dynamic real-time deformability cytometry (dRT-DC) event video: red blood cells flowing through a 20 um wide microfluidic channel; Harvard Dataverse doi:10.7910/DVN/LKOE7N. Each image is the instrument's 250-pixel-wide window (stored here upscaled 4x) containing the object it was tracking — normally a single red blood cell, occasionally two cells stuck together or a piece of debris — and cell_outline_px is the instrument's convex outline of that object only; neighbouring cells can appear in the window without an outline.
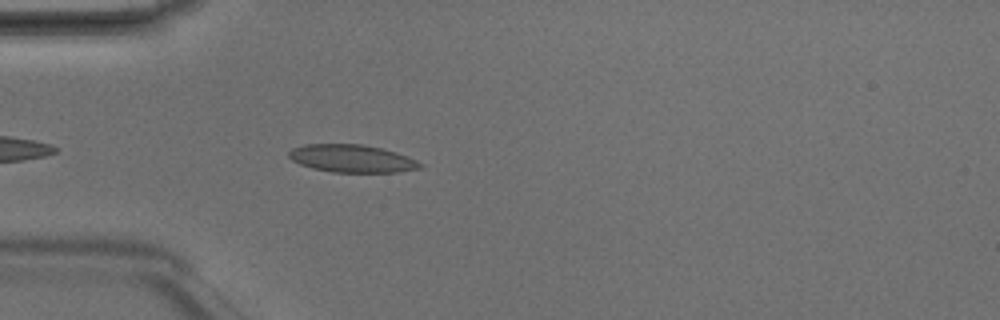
{"species": "Egyptian fruit bat (a non-hibernating species)", "species_latin": "Rousettus aegyptiacus", "temperature_condition": "room temperature", "stored_images_in_passage": 5, "camera_frame_rate_fps": 3000, "um_per_image_px": 0.085, "animal": {"sex": "male"}, "frame": {"image": 1, "passage_image": 5, "time_ms": 1.333, "image_size_px": [1000, 320], "cell_outline_px": [[424, 164], [420, 168], [400, 172], [332, 172], [312, 168], [300, 164], [292, 160], [288, 156], [288, 152], [292, 148], [304, 144], [364, 144], [396, 152], [408, 156]], "centroid_in_image_um": [29.91, 13.47], "position_along_channel_um": 55.1, "area_um2": 21.27}}